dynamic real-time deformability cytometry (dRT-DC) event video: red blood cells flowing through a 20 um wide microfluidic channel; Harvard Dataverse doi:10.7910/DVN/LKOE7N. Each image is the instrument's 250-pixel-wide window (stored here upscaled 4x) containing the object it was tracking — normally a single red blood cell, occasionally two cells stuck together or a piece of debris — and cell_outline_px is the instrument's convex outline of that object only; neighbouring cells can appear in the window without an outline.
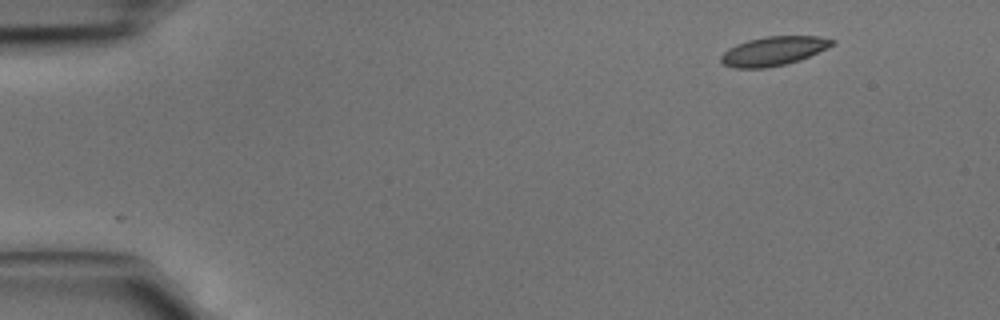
{"species": "common noctule bat (a hibernating species)", "species_latin": "Nyctalus noctula", "temperature_condition": "cold", "stored_images_in_passage": 4, "camera_frame_rate_fps": 3000, "um_per_image_px": 0.085, "animal": {"sex": "male", "body_mass_g": 15.6}, "frame": {"image": 1, "passage_image": 1, "time_ms": 0.0, "image_size_px": [1000, 320], "cell_outline_px": [[836, 44], [828, 48], [800, 60], [768, 68], [736, 68], [724, 64], [720, 60], [720, 56], [728, 48], [736, 44], [748, 40], [764, 36], [820, 36], [836, 40]], "centroid_in_image_um": [65.78, 4.33], "position_along_channel_um": 19.2, "area_um2": 18.96}}
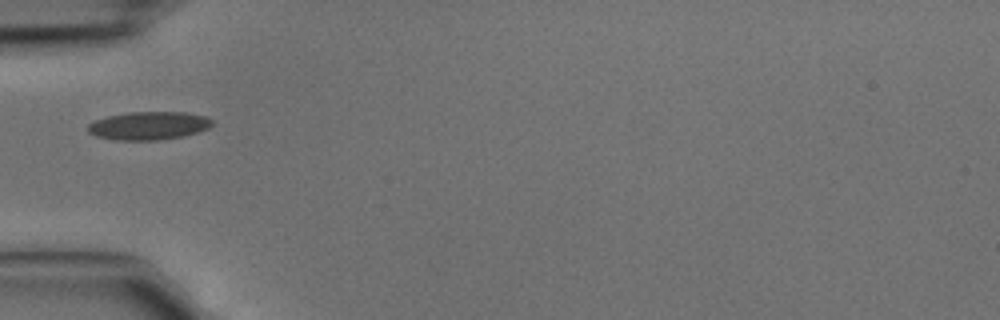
{"frame": {"image": 2, "passage_image": 3, "time_ms": 0.667, "image_size_px": [1000, 320], "cell_outline_px": [[212, 124], [208, 128], [184, 136], [160, 140], [116, 140], [96, 136], [88, 132], [88, 124], [96, 120], [108, 116], [132, 112], [184, 112], [204, 116], [212, 120]], "centroid_in_image_um": [12.63, 10.69], "position_along_channel_um": 72.4, "area_um2": 20.23}}